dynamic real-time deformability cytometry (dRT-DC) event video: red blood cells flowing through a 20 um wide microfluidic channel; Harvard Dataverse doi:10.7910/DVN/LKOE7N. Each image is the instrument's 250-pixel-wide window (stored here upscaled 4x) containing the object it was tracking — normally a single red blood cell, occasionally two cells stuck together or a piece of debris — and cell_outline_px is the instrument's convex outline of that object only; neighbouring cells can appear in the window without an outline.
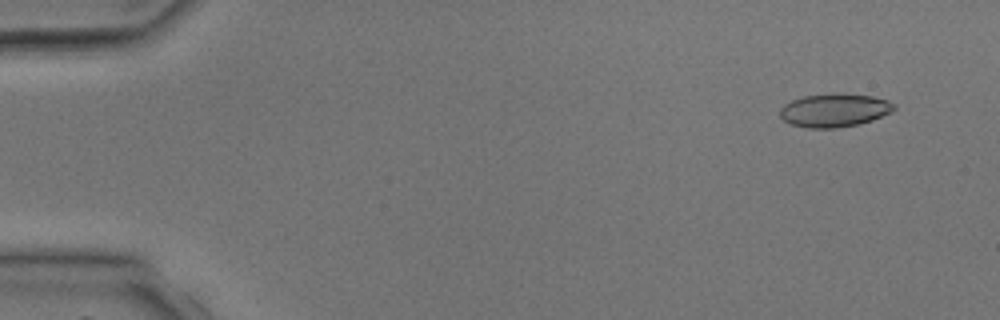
{"species": "common noctule bat (a hibernating species)", "species_latin": "Nyctalus noctula", "temperature_condition": "room temperature", "stored_images_in_passage": 4, "camera_frame_rate_fps": 3000, "um_per_image_px": 0.085, "animal": {"sex": "male", "body_mass_g": 17.9, "forearm_length_mm": 54.2}, "frame": {"image": 1, "passage_image": 1, "time_ms": 0.0, "image_size_px": [1000, 320], "cell_outline_px": [[896, 108], [892, 112], [872, 120], [860, 124], [836, 128], [808, 128], [792, 124], [784, 120], [780, 116], [780, 108], [784, 104], [792, 100], [804, 96], [872, 96], [888, 100], [896, 104]], "centroid_in_image_um": [70.94, 9.42], "position_along_channel_um": 14.1, "area_um2": 21.44}}
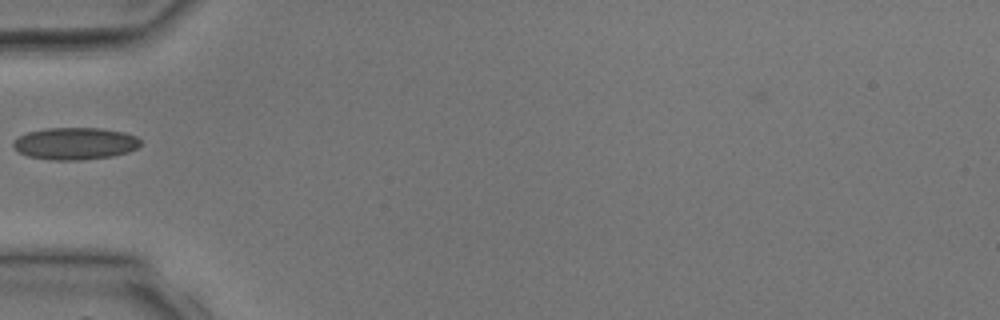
{"frame": {"image": 2, "passage_image": 4, "time_ms": 3.667, "image_size_px": [1000, 320], "cell_outline_px": [[140, 144], [136, 148], [128, 152], [112, 156], [80, 160], [52, 160], [28, 156], [20, 152], [12, 144], [12, 140], [28, 132], [44, 128], [100, 128], [124, 132], [136, 136], [140, 140]], "centroid_in_image_um": [6.37, 12.19], "position_along_channel_um": 78.6, "area_um2": 23.76}}